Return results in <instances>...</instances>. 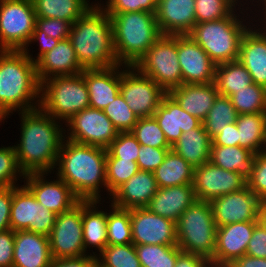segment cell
<instances>
[{"mask_svg": "<svg viewBox=\"0 0 266 267\" xmlns=\"http://www.w3.org/2000/svg\"><path fill=\"white\" fill-rule=\"evenodd\" d=\"M19 114L22 121L21 140L20 144L14 145L19 168L24 175L51 173L56 168L65 130L58 124L60 122L40 107Z\"/></svg>", "mask_w": 266, "mask_h": 267, "instance_id": "1", "label": "cell"}, {"mask_svg": "<svg viewBox=\"0 0 266 267\" xmlns=\"http://www.w3.org/2000/svg\"><path fill=\"white\" fill-rule=\"evenodd\" d=\"M106 155L105 148L80 144L64 138L56 163L57 177L81 200L101 201L99 187L104 185L107 188Z\"/></svg>", "mask_w": 266, "mask_h": 267, "instance_id": "2", "label": "cell"}, {"mask_svg": "<svg viewBox=\"0 0 266 267\" xmlns=\"http://www.w3.org/2000/svg\"><path fill=\"white\" fill-rule=\"evenodd\" d=\"M69 40L83 69H107L119 65L113 46L110 16L95 4L71 26Z\"/></svg>", "mask_w": 266, "mask_h": 267, "instance_id": "3", "label": "cell"}, {"mask_svg": "<svg viewBox=\"0 0 266 267\" xmlns=\"http://www.w3.org/2000/svg\"><path fill=\"white\" fill-rule=\"evenodd\" d=\"M40 89L36 63L24 51L0 50V116L3 120L17 108L20 112L39 108L40 99L36 98H40ZM35 99L36 105L32 103Z\"/></svg>", "mask_w": 266, "mask_h": 267, "instance_id": "4", "label": "cell"}, {"mask_svg": "<svg viewBox=\"0 0 266 267\" xmlns=\"http://www.w3.org/2000/svg\"><path fill=\"white\" fill-rule=\"evenodd\" d=\"M110 16L113 46L119 64L135 66L162 36L156 14L146 11L107 13Z\"/></svg>", "mask_w": 266, "mask_h": 267, "instance_id": "5", "label": "cell"}, {"mask_svg": "<svg viewBox=\"0 0 266 267\" xmlns=\"http://www.w3.org/2000/svg\"><path fill=\"white\" fill-rule=\"evenodd\" d=\"M216 224L209 202L195 200L176 222L177 246L186 253L213 260Z\"/></svg>", "mask_w": 266, "mask_h": 267, "instance_id": "6", "label": "cell"}, {"mask_svg": "<svg viewBox=\"0 0 266 267\" xmlns=\"http://www.w3.org/2000/svg\"><path fill=\"white\" fill-rule=\"evenodd\" d=\"M233 12L224 19L201 22L188 34L216 64L238 60L241 40L249 29Z\"/></svg>", "mask_w": 266, "mask_h": 267, "instance_id": "7", "label": "cell"}, {"mask_svg": "<svg viewBox=\"0 0 266 267\" xmlns=\"http://www.w3.org/2000/svg\"><path fill=\"white\" fill-rule=\"evenodd\" d=\"M40 108L56 120H70L89 105L88 88L82 73L54 76L41 82Z\"/></svg>", "mask_w": 266, "mask_h": 267, "instance_id": "8", "label": "cell"}, {"mask_svg": "<svg viewBox=\"0 0 266 267\" xmlns=\"http://www.w3.org/2000/svg\"><path fill=\"white\" fill-rule=\"evenodd\" d=\"M167 93L183 84L177 54V35H162L134 66Z\"/></svg>", "mask_w": 266, "mask_h": 267, "instance_id": "9", "label": "cell"}, {"mask_svg": "<svg viewBox=\"0 0 266 267\" xmlns=\"http://www.w3.org/2000/svg\"><path fill=\"white\" fill-rule=\"evenodd\" d=\"M35 25L32 0H0V50H27Z\"/></svg>", "mask_w": 266, "mask_h": 267, "instance_id": "10", "label": "cell"}, {"mask_svg": "<svg viewBox=\"0 0 266 267\" xmlns=\"http://www.w3.org/2000/svg\"><path fill=\"white\" fill-rule=\"evenodd\" d=\"M126 67L120 71L121 95L138 118L153 117L167 92L136 67Z\"/></svg>", "mask_w": 266, "mask_h": 267, "instance_id": "11", "label": "cell"}, {"mask_svg": "<svg viewBox=\"0 0 266 267\" xmlns=\"http://www.w3.org/2000/svg\"><path fill=\"white\" fill-rule=\"evenodd\" d=\"M57 214L37 202L25 186H12L10 227L15 231L27 230L49 236Z\"/></svg>", "mask_w": 266, "mask_h": 267, "instance_id": "12", "label": "cell"}, {"mask_svg": "<svg viewBox=\"0 0 266 267\" xmlns=\"http://www.w3.org/2000/svg\"><path fill=\"white\" fill-rule=\"evenodd\" d=\"M49 237L52 258H76L87 255L83 244L82 200L57 215Z\"/></svg>", "mask_w": 266, "mask_h": 267, "instance_id": "13", "label": "cell"}, {"mask_svg": "<svg viewBox=\"0 0 266 267\" xmlns=\"http://www.w3.org/2000/svg\"><path fill=\"white\" fill-rule=\"evenodd\" d=\"M65 125L70 131L66 139L105 149L119 133L103 110L91 107L78 112Z\"/></svg>", "mask_w": 266, "mask_h": 267, "instance_id": "14", "label": "cell"}, {"mask_svg": "<svg viewBox=\"0 0 266 267\" xmlns=\"http://www.w3.org/2000/svg\"><path fill=\"white\" fill-rule=\"evenodd\" d=\"M246 176L240 172L224 170L210 161L194 168L193 188L196 200L207 201L243 189Z\"/></svg>", "mask_w": 266, "mask_h": 267, "instance_id": "15", "label": "cell"}, {"mask_svg": "<svg viewBox=\"0 0 266 267\" xmlns=\"http://www.w3.org/2000/svg\"><path fill=\"white\" fill-rule=\"evenodd\" d=\"M132 244L177 245L176 223L147 207L131 209Z\"/></svg>", "mask_w": 266, "mask_h": 267, "instance_id": "16", "label": "cell"}, {"mask_svg": "<svg viewBox=\"0 0 266 267\" xmlns=\"http://www.w3.org/2000/svg\"><path fill=\"white\" fill-rule=\"evenodd\" d=\"M216 227L236 222L257 221L261 200L247 187L210 202Z\"/></svg>", "mask_w": 266, "mask_h": 267, "instance_id": "17", "label": "cell"}, {"mask_svg": "<svg viewBox=\"0 0 266 267\" xmlns=\"http://www.w3.org/2000/svg\"><path fill=\"white\" fill-rule=\"evenodd\" d=\"M177 54L183 84L214 82L217 65L189 35H177Z\"/></svg>", "mask_w": 266, "mask_h": 267, "instance_id": "18", "label": "cell"}, {"mask_svg": "<svg viewBox=\"0 0 266 267\" xmlns=\"http://www.w3.org/2000/svg\"><path fill=\"white\" fill-rule=\"evenodd\" d=\"M46 174L48 173H30L23 177L26 180L25 186L32 192L38 203L59 215L81 201L59 177L56 181H45L44 175Z\"/></svg>", "mask_w": 266, "mask_h": 267, "instance_id": "19", "label": "cell"}, {"mask_svg": "<svg viewBox=\"0 0 266 267\" xmlns=\"http://www.w3.org/2000/svg\"><path fill=\"white\" fill-rule=\"evenodd\" d=\"M257 221L236 222L216 230V247L210 265L226 267L234 259L246 255Z\"/></svg>", "mask_w": 266, "mask_h": 267, "instance_id": "20", "label": "cell"}, {"mask_svg": "<svg viewBox=\"0 0 266 267\" xmlns=\"http://www.w3.org/2000/svg\"><path fill=\"white\" fill-rule=\"evenodd\" d=\"M155 14L162 35H188L196 24L195 0H158Z\"/></svg>", "mask_w": 266, "mask_h": 267, "instance_id": "21", "label": "cell"}, {"mask_svg": "<svg viewBox=\"0 0 266 267\" xmlns=\"http://www.w3.org/2000/svg\"><path fill=\"white\" fill-rule=\"evenodd\" d=\"M49 237L19 230L14 232L13 267H50Z\"/></svg>", "mask_w": 266, "mask_h": 267, "instance_id": "22", "label": "cell"}, {"mask_svg": "<svg viewBox=\"0 0 266 267\" xmlns=\"http://www.w3.org/2000/svg\"><path fill=\"white\" fill-rule=\"evenodd\" d=\"M158 188L153 172L139 170L111 195V204L127 210L147 207Z\"/></svg>", "mask_w": 266, "mask_h": 267, "instance_id": "23", "label": "cell"}, {"mask_svg": "<svg viewBox=\"0 0 266 267\" xmlns=\"http://www.w3.org/2000/svg\"><path fill=\"white\" fill-rule=\"evenodd\" d=\"M119 64L107 69H84L82 74L88 88L91 108L103 110L120 94Z\"/></svg>", "mask_w": 266, "mask_h": 267, "instance_id": "24", "label": "cell"}, {"mask_svg": "<svg viewBox=\"0 0 266 267\" xmlns=\"http://www.w3.org/2000/svg\"><path fill=\"white\" fill-rule=\"evenodd\" d=\"M153 117L171 146L182 133L195 129L203 123L200 119L183 110L169 93L163 97Z\"/></svg>", "mask_w": 266, "mask_h": 267, "instance_id": "25", "label": "cell"}, {"mask_svg": "<svg viewBox=\"0 0 266 267\" xmlns=\"http://www.w3.org/2000/svg\"><path fill=\"white\" fill-rule=\"evenodd\" d=\"M39 82L54 77L76 75L84 70L78 63V58L69 38L60 40L49 52L36 62Z\"/></svg>", "mask_w": 266, "mask_h": 267, "instance_id": "26", "label": "cell"}, {"mask_svg": "<svg viewBox=\"0 0 266 267\" xmlns=\"http://www.w3.org/2000/svg\"><path fill=\"white\" fill-rule=\"evenodd\" d=\"M265 31L260 32V29L253 30L251 27L246 31L241 40L238 60L248 70L253 83L266 88Z\"/></svg>", "mask_w": 266, "mask_h": 267, "instance_id": "27", "label": "cell"}, {"mask_svg": "<svg viewBox=\"0 0 266 267\" xmlns=\"http://www.w3.org/2000/svg\"><path fill=\"white\" fill-rule=\"evenodd\" d=\"M196 200L193 184L158 188L147 208L156 215L175 223L181 214Z\"/></svg>", "mask_w": 266, "mask_h": 267, "instance_id": "28", "label": "cell"}, {"mask_svg": "<svg viewBox=\"0 0 266 267\" xmlns=\"http://www.w3.org/2000/svg\"><path fill=\"white\" fill-rule=\"evenodd\" d=\"M168 93L178 102L183 110L202 122L219 94L214 82L182 84L172 88Z\"/></svg>", "mask_w": 266, "mask_h": 267, "instance_id": "29", "label": "cell"}, {"mask_svg": "<svg viewBox=\"0 0 266 267\" xmlns=\"http://www.w3.org/2000/svg\"><path fill=\"white\" fill-rule=\"evenodd\" d=\"M211 145L212 138L202 123L199 127L182 133L171 150L196 168L210 160Z\"/></svg>", "mask_w": 266, "mask_h": 267, "instance_id": "30", "label": "cell"}, {"mask_svg": "<svg viewBox=\"0 0 266 267\" xmlns=\"http://www.w3.org/2000/svg\"><path fill=\"white\" fill-rule=\"evenodd\" d=\"M99 202L82 200V227L85 251L92 246L98 248L101 253L107 246V213L96 210V204Z\"/></svg>", "mask_w": 266, "mask_h": 267, "instance_id": "31", "label": "cell"}, {"mask_svg": "<svg viewBox=\"0 0 266 267\" xmlns=\"http://www.w3.org/2000/svg\"><path fill=\"white\" fill-rule=\"evenodd\" d=\"M235 123L238 129V146L254 154L263 152L266 141V112L239 114Z\"/></svg>", "mask_w": 266, "mask_h": 267, "instance_id": "32", "label": "cell"}, {"mask_svg": "<svg viewBox=\"0 0 266 267\" xmlns=\"http://www.w3.org/2000/svg\"><path fill=\"white\" fill-rule=\"evenodd\" d=\"M153 173L159 188L193 184L194 167L172 150Z\"/></svg>", "mask_w": 266, "mask_h": 267, "instance_id": "33", "label": "cell"}, {"mask_svg": "<svg viewBox=\"0 0 266 267\" xmlns=\"http://www.w3.org/2000/svg\"><path fill=\"white\" fill-rule=\"evenodd\" d=\"M87 0H32L36 17L57 18L73 24L92 6Z\"/></svg>", "mask_w": 266, "mask_h": 267, "instance_id": "34", "label": "cell"}, {"mask_svg": "<svg viewBox=\"0 0 266 267\" xmlns=\"http://www.w3.org/2000/svg\"><path fill=\"white\" fill-rule=\"evenodd\" d=\"M252 83L251 75L239 60L216 66L214 84L220 95L230 97Z\"/></svg>", "mask_w": 266, "mask_h": 267, "instance_id": "35", "label": "cell"}, {"mask_svg": "<svg viewBox=\"0 0 266 267\" xmlns=\"http://www.w3.org/2000/svg\"><path fill=\"white\" fill-rule=\"evenodd\" d=\"M254 153L240 146L211 145L210 162L224 170L249 174Z\"/></svg>", "mask_w": 266, "mask_h": 267, "instance_id": "36", "label": "cell"}, {"mask_svg": "<svg viewBox=\"0 0 266 267\" xmlns=\"http://www.w3.org/2000/svg\"><path fill=\"white\" fill-rule=\"evenodd\" d=\"M141 267H174L182 250L177 245H134Z\"/></svg>", "mask_w": 266, "mask_h": 267, "instance_id": "37", "label": "cell"}, {"mask_svg": "<svg viewBox=\"0 0 266 267\" xmlns=\"http://www.w3.org/2000/svg\"><path fill=\"white\" fill-rule=\"evenodd\" d=\"M238 115L235 107L232 105L231 99L218 94L214 100L213 106L203 120L204 129L207 131L208 135L213 138L221 129H224L226 125L235 123Z\"/></svg>", "mask_w": 266, "mask_h": 267, "instance_id": "38", "label": "cell"}, {"mask_svg": "<svg viewBox=\"0 0 266 267\" xmlns=\"http://www.w3.org/2000/svg\"><path fill=\"white\" fill-rule=\"evenodd\" d=\"M107 213V245L132 243L131 209H120L111 204Z\"/></svg>", "mask_w": 266, "mask_h": 267, "instance_id": "39", "label": "cell"}, {"mask_svg": "<svg viewBox=\"0 0 266 267\" xmlns=\"http://www.w3.org/2000/svg\"><path fill=\"white\" fill-rule=\"evenodd\" d=\"M238 114L266 112V88L252 83L230 97Z\"/></svg>", "mask_w": 266, "mask_h": 267, "instance_id": "40", "label": "cell"}, {"mask_svg": "<svg viewBox=\"0 0 266 267\" xmlns=\"http://www.w3.org/2000/svg\"><path fill=\"white\" fill-rule=\"evenodd\" d=\"M97 257L102 267H141L134 244L107 245Z\"/></svg>", "mask_w": 266, "mask_h": 267, "instance_id": "41", "label": "cell"}, {"mask_svg": "<svg viewBox=\"0 0 266 267\" xmlns=\"http://www.w3.org/2000/svg\"><path fill=\"white\" fill-rule=\"evenodd\" d=\"M139 171L138 164L132 160L106 157V184L111 196L121 185Z\"/></svg>", "mask_w": 266, "mask_h": 267, "instance_id": "42", "label": "cell"}, {"mask_svg": "<svg viewBox=\"0 0 266 267\" xmlns=\"http://www.w3.org/2000/svg\"><path fill=\"white\" fill-rule=\"evenodd\" d=\"M131 133L141 146L171 148L164 132L154 117L139 118Z\"/></svg>", "mask_w": 266, "mask_h": 267, "instance_id": "43", "label": "cell"}, {"mask_svg": "<svg viewBox=\"0 0 266 267\" xmlns=\"http://www.w3.org/2000/svg\"><path fill=\"white\" fill-rule=\"evenodd\" d=\"M103 111L118 132H131L139 119L130 109L121 93Z\"/></svg>", "mask_w": 266, "mask_h": 267, "instance_id": "44", "label": "cell"}, {"mask_svg": "<svg viewBox=\"0 0 266 267\" xmlns=\"http://www.w3.org/2000/svg\"><path fill=\"white\" fill-rule=\"evenodd\" d=\"M236 3V0H195L196 24L228 17Z\"/></svg>", "mask_w": 266, "mask_h": 267, "instance_id": "45", "label": "cell"}, {"mask_svg": "<svg viewBox=\"0 0 266 267\" xmlns=\"http://www.w3.org/2000/svg\"><path fill=\"white\" fill-rule=\"evenodd\" d=\"M140 146V143L131 132H119L117 137L106 148V157H115L137 162Z\"/></svg>", "mask_w": 266, "mask_h": 267, "instance_id": "46", "label": "cell"}, {"mask_svg": "<svg viewBox=\"0 0 266 267\" xmlns=\"http://www.w3.org/2000/svg\"><path fill=\"white\" fill-rule=\"evenodd\" d=\"M17 174V175H16ZM18 174L25 176L19 168L14 146L0 148V188L16 186ZM15 184V185H14Z\"/></svg>", "mask_w": 266, "mask_h": 267, "instance_id": "47", "label": "cell"}, {"mask_svg": "<svg viewBox=\"0 0 266 267\" xmlns=\"http://www.w3.org/2000/svg\"><path fill=\"white\" fill-rule=\"evenodd\" d=\"M247 187L261 200L266 201V154L257 153L246 177Z\"/></svg>", "mask_w": 266, "mask_h": 267, "instance_id": "48", "label": "cell"}, {"mask_svg": "<svg viewBox=\"0 0 266 267\" xmlns=\"http://www.w3.org/2000/svg\"><path fill=\"white\" fill-rule=\"evenodd\" d=\"M158 0H108L101 7L106 13H124L146 11L156 13Z\"/></svg>", "mask_w": 266, "mask_h": 267, "instance_id": "49", "label": "cell"}, {"mask_svg": "<svg viewBox=\"0 0 266 267\" xmlns=\"http://www.w3.org/2000/svg\"><path fill=\"white\" fill-rule=\"evenodd\" d=\"M171 148H156L151 146H140L137 158L139 170L155 171L164 161Z\"/></svg>", "mask_w": 266, "mask_h": 267, "instance_id": "50", "label": "cell"}, {"mask_svg": "<svg viewBox=\"0 0 266 267\" xmlns=\"http://www.w3.org/2000/svg\"><path fill=\"white\" fill-rule=\"evenodd\" d=\"M40 31L45 32L54 39L63 40L69 38L72 24L66 20L57 18L36 17V25Z\"/></svg>", "mask_w": 266, "mask_h": 267, "instance_id": "51", "label": "cell"}, {"mask_svg": "<svg viewBox=\"0 0 266 267\" xmlns=\"http://www.w3.org/2000/svg\"><path fill=\"white\" fill-rule=\"evenodd\" d=\"M14 231L0 232V267H13Z\"/></svg>", "mask_w": 266, "mask_h": 267, "instance_id": "52", "label": "cell"}, {"mask_svg": "<svg viewBox=\"0 0 266 267\" xmlns=\"http://www.w3.org/2000/svg\"><path fill=\"white\" fill-rule=\"evenodd\" d=\"M246 255L266 258V231L259 224L254 227L253 235L247 245Z\"/></svg>", "mask_w": 266, "mask_h": 267, "instance_id": "53", "label": "cell"}, {"mask_svg": "<svg viewBox=\"0 0 266 267\" xmlns=\"http://www.w3.org/2000/svg\"><path fill=\"white\" fill-rule=\"evenodd\" d=\"M12 186L0 188V232L11 229Z\"/></svg>", "mask_w": 266, "mask_h": 267, "instance_id": "54", "label": "cell"}, {"mask_svg": "<svg viewBox=\"0 0 266 267\" xmlns=\"http://www.w3.org/2000/svg\"><path fill=\"white\" fill-rule=\"evenodd\" d=\"M33 41H39L40 43V52L38 53L37 59L33 58L30 54H28L29 50H23L26 55L35 63L47 52L51 51L59 42L58 39H54L51 36H48L45 32L40 31L36 26L35 30L32 33L29 44Z\"/></svg>", "mask_w": 266, "mask_h": 267, "instance_id": "55", "label": "cell"}, {"mask_svg": "<svg viewBox=\"0 0 266 267\" xmlns=\"http://www.w3.org/2000/svg\"><path fill=\"white\" fill-rule=\"evenodd\" d=\"M93 254L76 258H53L50 267H97V256Z\"/></svg>", "mask_w": 266, "mask_h": 267, "instance_id": "56", "label": "cell"}, {"mask_svg": "<svg viewBox=\"0 0 266 267\" xmlns=\"http://www.w3.org/2000/svg\"><path fill=\"white\" fill-rule=\"evenodd\" d=\"M212 145L238 146V129L236 123L225 126L224 129L212 138Z\"/></svg>", "mask_w": 266, "mask_h": 267, "instance_id": "57", "label": "cell"}, {"mask_svg": "<svg viewBox=\"0 0 266 267\" xmlns=\"http://www.w3.org/2000/svg\"><path fill=\"white\" fill-rule=\"evenodd\" d=\"M209 265L210 262L205 258L182 251L177 256V261L174 267H208Z\"/></svg>", "mask_w": 266, "mask_h": 267, "instance_id": "58", "label": "cell"}, {"mask_svg": "<svg viewBox=\"0 0 266 267\" xmlns=\"http://www.w3.org/2000/svg\"><path fill=\"white\" fill-rule=\"evenodd\" d=\"M226 267H266V258L243 255L234 259Z\"/></svg>", "mask_w": 266, "mask_h": 267, "instance_id": "59", "label": "cell"}, {"mask_svg": "<svg viewBox=\"0 0 266 267\" xmlns=\"http://www.w3.org/2000/svg\"><path fill=\"white\" fill-rule=\"evenodd\" d=\"M257 222L266 231V201H261L259 205Z\"/></svg>", "mask_w": 266, "mask_h": 267, "instance_id": "60", "label": "cell"}, {"mask_svg": "<svg viewBox=\"0 0 266 267\" xmlns=\"http://www.w3.org/2000/svg\"><path fill=\"white\" fill-rule=\"evenodd\" d=\"M264 1V8L262 9V10H264L265 9V16H266V0H262V2ZM266 23V22H265Z\"/></svg>", "mask_w": 266, "mask_h": 267, "instance_id": "61", "label": "cell"}, {"mask_svg": "<svg viewBox=\"0 0 266 267\" xmlns=\"http://www.w3.org/2000/svg\"><path fill=\"white\" fill-rule=\"evenodd\" d=\"M265 147H266V141H265ZM263 153L266 154V148H264Z\"/></svg>", "mask_w": 266, "mask_h": 267, "instance_id": "62", "label": "cell"}]
</instances>
